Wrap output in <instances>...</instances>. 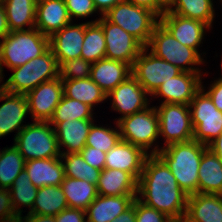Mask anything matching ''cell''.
I'll return each mask as SVG.
<instances>
[{
  "label": "cell",
  "mask_w": 222,
  "mask_h": 222,
  "mask_svg": "<svg viewBox=\"0 0 222 222\" xmlns=\"http://www.w3.org/2000/svg\"><path fill=\"white\" fill-rule=\"evenodd\" d=\"M145 205L165 213L175 222H183L188 195L179 187L166 163L149 155L138 179L137 197Z\"/></svg>",
  "instance_id": "6da1fadb"
},
{
  "label": "cell",
  "mask_w": 222,
  "mask_h": 222,
  "mask_svg": "<svg viewBox=\"0 0 222 222\" xmlns=\"http://www.w3.org/2000/svg\"><path fill=\"white\" fill-rule=\"evenodd\" d=\"M207 148L208 146L196 140H190L167 145L157 153L188 196L198 193V170L203 152Z\"/></svg>",
  "instance_id": "7a4b0ae2"
},
{
  "label": "cell",
  "mask_w": 222,
  "mask_h": 222,
  "mask_svg": "<svg viewBox=\"0 0 222 222\" xmlns=\"http://www.w3.org/2000/svg\"><path fill=\"white\" fill-rule=\"evenodd\" d=\"M49 49V37L36 28L13 31L0 40V71L10 70L39 57ZM4 66V67H3Z\"/></svg>",
  "instance_id": "3957f363"
},
{
  "label": "cell",
  "mask_w": 222,
  "mask_h": 222,
  "mask_svg": "<svg viewBox=\"0 0 222 222\" xmlns=\"http://www.w3.org/2000/svg\"><path fill=\"white\" fill-rule=\"evenodd\" d=\"M145 47L182 72L206 73L201 67L206 60L195 49L176 40L160 22L155 26L149 43Z\"/></svg>",
  "instance_id": "277c9868"
},
{
  "label": "cell",
  "mask_w": 222,
  "mask_h": 222,
  "mask_svg": "<svg viewBox=\"0 0 222 222\" xmlns=\"http://www.w3.org/2000/svg\"><path fill=\"white\" fill-rule=\"evenodd\" d=\"M11 71L13 73L3 83V89L10 93L26 95L41 83L58 78L59 64L49 48L39 57Z\"/></svg>",
  "instance_id": "5b68a950"
},
{
  "label": "cell",
  "mask_w": 222,
  "mask_h": 222,
  "mask_svg": "<svg viewBox=\"0 0 222 222\" xmlns=\"http://www.w3.org/2000/svg\"><path fill=\"white\" fill-rule=\"evenodd\" d=\"M117 124L121 140L143 148L150 155L162 149L159 145V118L154 105L122 118Z\"/></svg>",
  "instance_id": "8992f818"
},
{
  "label": "cell",
  "mask_w": 222,
  "mask_h": 222,
  "mask_svg": "<svg viewBox=\"0 0 222 222\" xmlns=\"http://www.w3.org/2000/svg\"><path fill=\"white\" fill-rule=\"evenodd\" d=\"M17 134L14 145L25 161L61 156L54 127L49 121H32Z\"/></svg>",
  "instance_id": "52a82bcc"
},
{
  "label": "cell",
  "mask_w": 222,
  "mask_h": 222,
  "mask_svg": "<svg viewBox=\"0 0 222 222\" xmlns=\"http://www.w3.org/2000/svg\"><path fill=\"white\" fill-rule=\"evenodd\" d=\"M103 17L138 39L144 46L149 43L159 17L147 8L123 1L108 10Z\"/></svg>",
  "instance_id": "ba28073f"
},
{
  "label": "cell",
  "mask_w": 222,
  "mask_h": 222,
  "mask_svg": "<svg viewBox=\"0 0 222 222\" xmlns=\"http://www.w3.org/2000/svg\"><path fill=\"white\" fill-rule=\"evenodd\" d=\"M189 107L194 128L193 140L208 146L222 133V112L202 88L196 92Z\"/></svg>",
  "instance_id": "9c48e42d"
},
{
  "label": "cell",
  "mask_w": 222,
  "mask_h": 222,
  "mask_svg": "<svg viewBox=\"0 0 222 222\" xmlns=\"http://www.w3.org/2000/svg\"><path fill=\"white\" fill-rule=\"evenodd\" d=\"M155 109L159 118V137L164 139L162 148L193 140L194 128L189 105L164 103L156 105Z\"/></svg>",
  "instance_id": "30bf717a"
},
{
  "label": "cell",
  "mask_w": 222,
  "mask_h": 222,
  "mask_svg": "<svg viewBox=\"0 0 222 222\" xmlns=\"http://www.w3.org/2000/svg\"><path fill=\"white\" fill-rule=\"evenodd\" d=\"M132 76L152 95L163 83L177 76L181 70L151 53L146 47L142 49L131 67Z\"/></svg>",
  "instance_id": "8fae6325"
},
{
  "label": "cell",
  "mask_w": 222,
  "mask_h": 222,
  "mask_svg": "<svg viewBox=\"0 0 222 222\" xmlns=\"http://www.w3.org/2000/svg\"><path fill=\"white\" fill-rule=\"evenodd\" d=\"M151 96L140 83L131 75L121 82L106 96L107 101L111 99V111L118 112L119 117L115 118L117 123L124 117L142 111L151 106Z\"/></svg>",
  "instance_id": "7c38bea8"
},
{
  "label": "cell",
  "mask_w": 222,
  "mask_h": 222,
  "mask_svg": "<svg viewBox=\"0 0 222 222\" xmlns=\"http://www.w3.org/2000/svg\"><path fill=\"white\" fill-rule=\"evenodd\" d=\"M97 23L102 27L105 42V58L122 61L131 67L134 60L145 47L138 39L124 31L120 26L107 21L103 16Z\"/></svg>",
  "instance_id": "4fadbf2b"
},
{
  "label": "cell",
  "mask_w": 222,
  "mask_h": 222,
  "mask_svg": "<svg viewBox=\"0 0 222 222\" xmlns=\"http://www.w3.org/2000/svg\"><path fill=\"white\" fill-rule=\"evenodd\" d=\"M159 22L181 44L195 49L203 58H206L204 57L207 55L206 51L201 52L202 50L199 48L202 47L207 32L211 30L208 25L172 12H164L159 18Z\"/></svg>",
  "instance_id": "5bb4252c"
},
{
  "label": "cell",
  "mask_w": 222,
  "mask_h": 222,
  "mask_svg": "<svg viewBox=\"0 0 222 222\" xmlns=\"http://www.w3.org/2000/svg\"><path fill=\"white\" fill-rule=\"evenodd\" d=\"M180 72L177 76L163 83L152 95L160 98L161 103H177L189 105L196 92L201 88V81L209 73ZM204 76V77H203ZM203 78V79H202Z\"/></svg>",
  "instance_id": "9a60e30c"
},
{
  "label": "cell",
  "mask_w": 222,
  "mask_h": 222,
  "mask_svg": "<svg viewBox=\"0 0 222 222\" xmlns=\"http://www.w3.org/2000/svg\"><path fill=\"white\" fill-rule=\"evenodd\" d=\"M63 95V84L59 77L43 82L28 92L25 96L32 121H50Z\"/></svg>",
  "instance_id": "2e32d148"
},
{
  "label": "cell",
  "mask_w": 222,
  "mask_h": 222,
  "mask_svg": "<svg viewBox=\"0 0 222 222\" xmlns=\"http://www.w3.org/2000/svg\"><path fill=\"white\" fill-rule=\"evenodd\" d=\"M99 18L83 23H69L49 37V48L57 58L58 64L63 61L81 58L85 26L96 23Z\"/></svg>",
  "instance_id": "e0dca14e"
},
{
  "label": "cell",
  "mask_w": 222,
  "mask_h": 222,
  "mask_svg": "<svg viewBox=\"0 0 222 222\" xmlns=\"http://www.w3.org/2000/svg\"><path fill=\"white\" fill-rule=\"evenodd\" d=\"M149 155L143 148L120 140L106 153L104 169H119L128 172L138 181Z\"/></svg>",
  "instance_id": "ac0fdd59"
},
{
  "label": "cell",
  "mask_w": 222,
  "mask_h": 222,
  "mask_svg": "<svg viewBox=\"0 0 222 222\" xmlns=\"http://www.w3.org/2000/svg\"><path fill=\"white\" fill-rule=\"evenodd\" d=\"M0 139L14 132L17 134L27 125L24 119L29 114L27 97L25 95L10 93L4 89L0 92Z\"/></svg>",
  "instance_id": "d6986e66"
},
{
  "label": "cell",
  "mask_w": 222,
  "mask_h": 222,
  "mask_svg": "<svg viewBox=\"0 0 222 222\" xmlns=\"http://www.w3.org/2000/svg\"><path fill=\"white\" fill-rule=\"evenodd\" d=\"M95 121L96 119H74L59 122L54 129L61 154L80 153Z\"/></svg>",
  "instance_id": "ffe728a7"
},
{
  "label": "cell",
  "mask_w": 222,
  "mask_h": 222,
  "mask_svg": "<svg viewBox=\"0 0 222 222\" xmlns=\"http://www.w3.org/2000/svg\"><path fill=\"white\" fill-rule=\"evenodd\" d=\"M64 0H38L35 28L50 37L71 23Z\"/></svg>",
  "instance_id": "44dd1931"
},
{
  "label": "cell",
  "mask_w": 222,
  "mask_h": 222,
  "mask_svg": "<svg viewBox=\"0 0 222 222\" xmlns=\"http://www.w3.org/2000/svg\"><path fill=\"white\" fill-rule=\"evenodd\" d=\"M183 222H222V195L197 193L188 196Z\"/></svg>",
  "instance_id": "7402d4cb"
},
{
  "label": "cell",
  "mask_w": 222,
  "mask_h": 222,
  "mask_svg": "<svg viewBox=\"0 0 222 222\" xmlns=\"http://www.w3.org/2000/svg\"><path fill=\"white\" fill-rule=\"evenodd\" d=\"M131 75L132 71L129 64L118 60L103 58L92 63L90 78L107 95Z\"/></svg>",
  "instance_id": "603a6c76"
},
{
  "label": "cell",
  "mask_w": 222,
  "mask_h": 222,
  "mask_svg": "<svg viewBox=\"0 0 222 222\" xmlns=\"http://www.w3.org/2000/svg\"><path fill=\"white\" fill-rule=\"evenodd\" d=\"M137 195H98L87 207V222H111L132 204Z\"/></svg>",
  "instance_id": "cb8c5ba5"
},
{
  "label": "cell",
  "mask_w": 222,
  "mask_h": 222,
  "mask_svg": "<svg viewBox=\"0 0 222 222\" xmlns=\"http://www.w3.org/2000/svg\"><path fill=\"white\" fill-rule=\"evenodd\" d=\"M25 171L37 187L61 186L65 178L63 162L60 157L25 161Z\"/></svg>",
  "instance_id": "d4e9b609"
},
{
  "label": "cell",
  "mask_w": 222,
  "mask_h": 222,
  "mask_svg": "<svg viewBox=\"0 0 222 222\" xmlns=\"http://www.w3.org/2000/svg\"><path fill=\"white\" fill-rule=\"evenodd\" d=\"M138 181L128 172L119 169H103L97 184L98 195H137Z\"/></svg>",
  "instance_id": "484cf974"
},
{
  "label": "cell",
  "mask_w": 222,
  "mask_h": 222,
  "mask_svg": "<svg viewBox=\"0 0 222 222\" xmlns=\"http://www.w3.org/2000/svg\"><path fill=\"white\" fill-rule=\"evenodd\" d=\"M198 193L222 195V162L207 148L199 165Z\"/></svg>",
  "instance_id": "4316f807"
},
{
  "label": "cell",
  "mask_w": 222,
  "mask_h": 222,
  "mask_svg": "<svg viewBox=\"0 0 222 222\" xmlns=\"http://www.w3.org/2000/svg\"><path fill=\"white\" fill-rule=\"evenodd\" d=\"M37 1L1 0L6 11L10 32L35 28Z\"/></svg>",
  "instance_id": "83f0119b"
},
{
  "label": "cell",
  "mask_w": 222,
  "mask_h": 222,
  "mask_svg": "<svg viewBox=\"0 0 222 222\" xmlns=\"http://www.w3.org/2000/svg\"><path fill=\"white\" fill-rule=\"evenodd\" d=\"M62 84L65 97L85 103L94 110V107L107 100L105 92L90 77L62 80Z\"/></svg>",
  "instance_id": "f1b7e54d"
},
{
  "label": "cell",
  "mask_w": 222,
  "mask_h": 222,
  "mask_svg": "<svg viewBox=\"0 0 222 222\" xmlns=\"http://www.w3.org/2000/svg\"><path fill=\"white\" fill-rule=\"evenodd\" d=\"M61 187L65 194L68 208L86 210L98 196L97 186L86 180L65 176Z\"/></svg>",
  "instance_id": "f546056e"
},
{
  "label": "cell",
  "mask_w": 222,
  "mask_h": 222,
  "mask_svg": "<svg viewBox=\"0 0 222 222\" xmlns=\"http://www.w3.org/2000/svg\"><path fill=\"white\" fill-rule=\"evenodd\" d=\"M68 208V203L61 186H43L38 188L31 214L57 216Z\"/></svg>",
  "instance_id": "4dcf8cb0"
},
{
  "label": "cell",
  "mask_w": 222,
  "mask_h": 222,
  "mask_svg": "<svg viewBox=\"0 0 222 222\" xmlns=\"http://www.w3.org/2000/svg\"><path fill=\"white\" fill-rule=\"evenodd\" d=\"M215 3L216 1L211 0H175L172 8L167 12L198 20L213 29L217 15Z\"/></svg>",
  "instance_id": "1f68e13d"
},
{
  "label": "cell",
  "mask_w": 222,
  "mask_h": 222,
  "mask_svg": "<svg viewBox=\"0 0 222 222\" xmlns=\"http://www.w3.org/2000/svg\"><path fill=\"white\" fill-rule=\"evenodd\" d=\"M9 191L14 212L17 216L23 215L22 212L32 210L38 188L32 183L25 169L15 179ZM23 207H27L29 211H24Z\"/></svg>",
  "instance_id": "d6a6232c"
},
{
  "label": "cell",
  "mask_w": 222,
  "mask_h": 222,
  "mask_svg": "<svg viewBox=\"0 0 222 222\" xmlns=\"http://www.w3.org/2000/svg\"><path fill=\"white\" fill-rule=\"evenodd\" d=\"M25 168V159L13 144L0 150V188L9 189Z\"/></svg>",
  "instance_id": "836d02e7"
},
{
  "label": "cell",
  "mask_w": 222,
  "mask_h": 222,
  "mask_svg": "<svg viewBox=\"0 0 222 222\" xmlns=\"http://www.w3.org/2000/svg\"><path fill=\"white\" fill-rule=\"evenodd\" d=\"M106 42L102 27L96 23H88L85 26L84 40L81 58L95 63L105 58Z\"/></svg>",
  "instance_id": "e575fe53"
},
{
  "label": "cell",
  "mask_w": 222,
  "mask_h": 222,
  "mask_svg": "<svg viewBox=\"0 0 222 222\" xmlns=\"http://www.w3.org/2000/svg\"><path fill=\"white\" fill-rule=\"evenodd\" d=\"M93 111L94 109L89 105L63 95L49 123L55 127L59 122L65 120L95 119Z\"/></svg>",
  "instance_id": "d590c367"
},
{
  "label": "cell",
  "mask_w": 222,
  "mask_h": 222,
  "mask_svg": "<svg viewBox=\"0 0 222 222\" xmlns=\"http://www.w3.org/2000/svg\"><path fill=\"white\" fill-rule=\"evenodd\" d=\"M60 158L65 176L86 180L97 186L101 170L87 164L80 153L61 154Z\"/></svg>",
  "instance_id": "8d00e7d4"
},
{
  "label": "cell",
  "mask_w": 222,
  "mask_h": 222,
  "mask_svg": "<svg viewBox=\"0 0 222 222\" xmlns=\"http://www.w3.org/2000/svg\"><path fill=\"white\" fill-rule=\"evenodd\" d=\"M97 121L92 124L85 146L97 148L107 153L110 149L115 147L121 140L120 130L118 124L115 123V127H108V125L97 124ZM102 125V126H101Z\"/></svg>",
  "instance_id": "74e56055"
},
{
  "label": "cell",
  "mask_w": 222,
  "mask_h": 222,
  "mask_svg": "<svg viewBox=\"0 0 222 222\" xmlns=\"http://www.w3.org/2000/svg\"><path fill=\"white\" fill-rule=\"evenodd\" d=\"M92 63L83 58L63 61L59 64L61 80L82 79L91 76Z\"/></svg>",
  "instance_id": "f35d334b"
},
{
  "label": "cell",
  "mask_w": 222,
  "mask_h": 222,
  "mask_svg": "<svg viewBox=\"0 0 222 222\" xmlns=\"http://www.w3.org/2000/svg\"><path fill=\"white\" fill-rule=\"evenodd\" d=\"M67 11L69 14V17L71 21L76 18L86 19L89 18L90 16L92 17L93 14L97 13L98 11L95 8L93 0H64Z\"/></svg>",
  "instance_id": "ab89813d"
},
{
  "label": "cell",
  "mask_w": 222,
  "mask_h": 222,
  "mask_svg": "<svg viewBox=\"0 0 222 222\" xmlns=\"http://www.w3.org/2000/svg\"><path fill=\"white\" fill-rule=\"evenodd\" d=\"M136 222H175L165 213L149 207L135 198Z\"/></svg>",
  "instance_id": "60d3db41"
},
{
  "label": "cell",
  "mask_w": 222,
  "mask_h": 222,
  "mask_svg": "<svg viewBox=\"0 0 222 222\" xmlns=\"http://www.w3.org/2000/svg\"><path fill=\"white\" fill-rule=\"evenodd\" d=\"M17 218L9 189L0 188V222H16Z\"/></svg>",
  "instance_id": "b9f144b4"
},
{
  "label": "cell",
  "mask_w": 222,
  "mask_h": 222,
  "mask_svg": "<svg viewBox=\"0 0 222 222\" xmlns=\"http://www.w3.org/2000/svg\"><path fill=\"white\" fill-rule=\"evenodd\" d=\"M80 154L82 155L84 161L90 166L97 168L101 171L104 169L106 153L102 150H97V148L85 146L81 150Z\"/></svg>",
  "instance_id": "7bdbcfd3"
},
{
  "label": "cell",
  "mask_w": 222,
  "mask_h": 222,
  "mask_svg": "<svg viewBox=\"0 0 222 222\" xmlns=\"http://www.w3.org/2000/svg\"><path fill=\"white\" fill-rule=\"evenodd\" d=\"M214 79V81H211L212 83L207 84L210 85L207 89L206 86L203 85L204 82L201 81V88L209 95L215 107L222 112V75Z\"/></svg>",
  "instance_id": "ee69618b"
},
{
  "label": "cell",
  "mask_w": 222,
  "mask_h": 222,
  "mask_svg": "<svg viewBox=\"0 0 222 222\" xmlns=\"http://www.w3.org/2000/svg\"><path fill=\"white\" fill-rule=\"evenodd\" d=\"M56 222H87L86 211L76 208H67L55 216Z\"/></svg>",
  "instance_id": "f6af8a7d"
},
{
  "label": "cell",
  "mask_w": 222,
  "mask_h": 222,
  "mask_svg": "<svg viewBox=\"0 0 222 222\" xmlns=\"http://www.w3.org/2000/svg\"><path fill=\"white\" fill-rule=\"evenodd\" d=\"M125 1L130 2L136 6L147 8L152 12H154L159 18L164 13V11L157 5L155 0H125Z\"/></svg>",
  "instance_id": "bcb514c9"
},
{
  "label": "cell",
  "mask_w": 222,
  "mask_h": 222,
  "mask_svg": "<svg viewBox=\"0 0 222 222\" xmlns=\"http://www.w3.org/2000/svg\"><path fill=\"white\" fill-rule=\"evenodd\" d=\"M16 222H56L55 216L27 213L26 216H18Z\"/></svg>",
  "instance_id": "7dc6e473"
},
{
  "label": "cell",
  "mask_w": 222,
  "mask_h": 222,
  "mask_svg": "<svg viewBox=\"0 0 222 222\" xmlns=\"http://www.w3.org/2000/svg\"><path fill=\"white\" fill-rule=\"evenodd\" d=\"M123 1L125 0H93L95 8L99 12L98 16H103L108 10Z\"/></svg>",
  "instance_id": "c3c4849f"
},
{
  "label": "cell",
  "mask_w": 222,
  "mask_h": 222,
  "mask_svg": "<svg viewBox=\"0 0 222 222\" xmlns=\"http://www.w3.org/2000/svg\"><path fill=\"white\" fill-rule=\"evenodd\" d=\"M111 222H136L135 199L133 204Z\"/></svg>",
  "instance_id": "681fc988"
},
{
  "label": "cell",
  "mask_w": 222,
  "mask_h": 222,
  "mask_svg": "<svg viewBox=\"0 0 222 222\" xmlns=\"http://www.w3.org/2000/svg\"><path fill=\"white\" fill-rule=\"evenodd\" d=\"M8 33H10V30L7 24L6 11L0 0V40H2Z\"/></svg>",
  "instance_id": "f907efd6"
},
{
  "label": "cell",
  "mask_w": 222,
  "mask_h": 222,
  "mask_svg": "<svg viewBox=\"0 0 222 222\" xmlns=\"http://www.w3.org/2000/svg\"><path fill=\"white\" fill-rule=\"evenodd\" d=\"M208 148L218 157L222 162V133L208 145Z\"/></svg>",
  "instance_id": "816d5d0a"
},
{
  "label": "cell",
  "mask_w": 222,
  "mask_h": 222,
  "mask_svg": "<svg viewBox=\"0 0 222 222\" xmlns=\"http://www.w3.org/2000/svg\"><path fill=\"white\" fill-rule=\"evenodd\" d=\"M175 0H155V2L157 3V5L164 11L167 12L169 11L173 4H174Z\"/></svg>",
  "instance_id": "f5cc1de1"
},
{
  "label": "cell",
  "mask_w": 222,
  "mask_h": 222,
  "mask_svg": "<svg viewBox=\"0 0 222 222\" xmlns=\"http://www.w3.org/2000/svg\"><path fill=\"white\" fill-rule=\"evenodd\" d=\"M5 78L2 76V74H1V71H0V92L3 90V80H4ZM2 82V83H1Z\"/></svg>",
  "instance_id": "db71d44e"
}]
</instances>
